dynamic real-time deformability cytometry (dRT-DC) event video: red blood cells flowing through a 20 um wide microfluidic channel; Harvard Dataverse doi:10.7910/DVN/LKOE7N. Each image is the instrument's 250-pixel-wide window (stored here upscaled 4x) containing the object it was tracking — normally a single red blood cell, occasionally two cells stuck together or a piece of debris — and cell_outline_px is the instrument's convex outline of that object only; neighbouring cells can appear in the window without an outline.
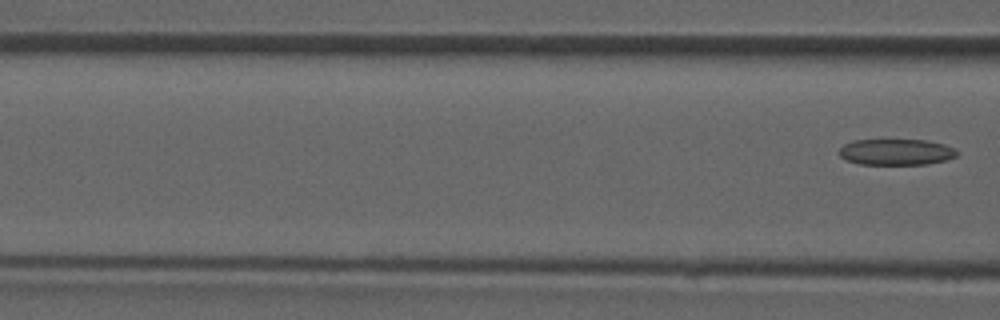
{"species": "common noctule bat (a hibernating species)", "species_latin": "Nyctalus noctula", "temperature_condition": "room temperature", "stored_images_in_passage": 4, "segment_of_instrument_passage": [2, 2], "camera_frame_rate_fps": 3000, "um_per_image_px": 0.085, "animal": {"sex": "male", "forearm_length_mm": 52.5}, "frame": {"image": 1, "passage_image": 4, "time_ms": 4.333, "image_size_px": [1000, 320], "cell_outline_px": [[960, 152], [956, 156], [944, 160], [928, 164], [860, 164], [848, 160], [840, 156], [840, 148], [844, 144], [852, 140], [928, 140], [944, 144]], "centroid_in_image_um": [76.18, 12.91], "position_along_channel_um": 90.4, "area_um2": 17.8}}